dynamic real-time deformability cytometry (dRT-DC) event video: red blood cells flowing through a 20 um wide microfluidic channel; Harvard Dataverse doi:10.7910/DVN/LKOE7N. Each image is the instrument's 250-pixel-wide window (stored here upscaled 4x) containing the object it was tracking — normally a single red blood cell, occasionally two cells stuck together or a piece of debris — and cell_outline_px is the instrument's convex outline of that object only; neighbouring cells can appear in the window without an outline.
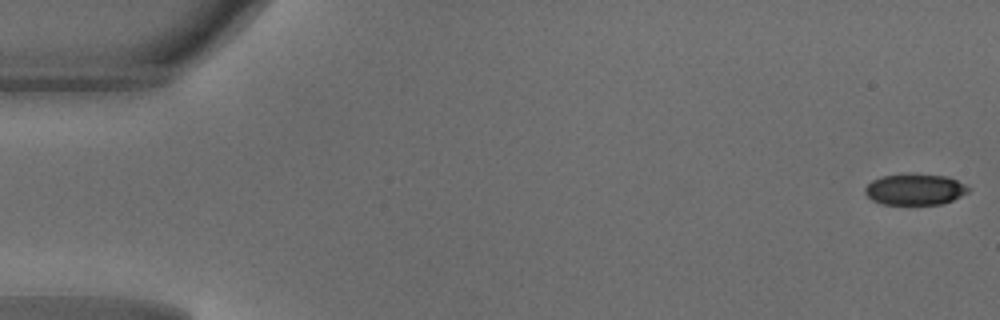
{"species": "common noctule bat (a hibernating species)", "species_latin": "Nyctalus noctula", "temperature_condition": "warm", "stored_images_in_passage": 48, "camera_frame_rate_fps": 3000, "um_per_image_px": 0.085, "animal": {"sex": "male", "body_mass_g": 18.8}, "frame": {"image": 1, "passage_image": 1, "time_ms": 0.0, "image_size_px": [1000, 320], "cell_outline_px": [[972, 188], [968, 192], [952, 200], [940, 204], [880, 204], [872, 200], [864, 192], [864, 188], [872, 180], [880, 176], [908, 172], [948, 176]], "centroid_in_image_um": [77.75, 16.07], "position_along_channel_um": 7.3, "area_um2": 19.13}}
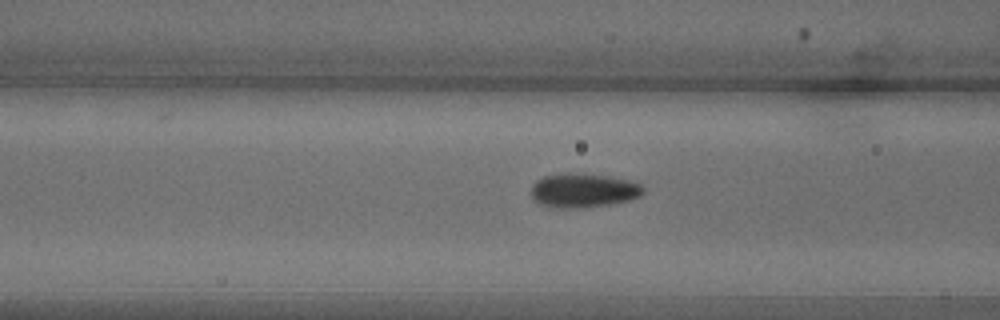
{"frame": {"image": 2, "passage_image": 19, "time_ms": 6.0, "image_size_px": [1000, 320], "cell_outline_px": [[644, 192], [640, 196], [628, 200], [612, 204], [580, 208], [544, 208], [532, 196], [532, 184], [536, 180], [544, 176], [608, 176], [628, 180], [640, 184], [644, 188]], "centroid_in_image_um": [49.59, 16.25], "position_along_channel_um": 117.0, "area_um2": 21.56}}
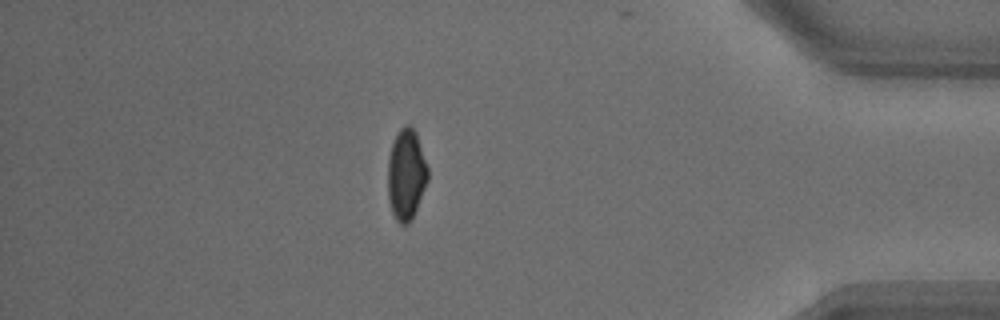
{"frame": {"image": 3, "passage_image": 42, "time_ms": 13.667, "image_size_px": [1000, 320], "cell_outline_px": [[428, 180], [416, 208], [408, 224], [400, 224], [396, 220], [392, 212], [388, 200], [388, 156], [392, 144], [400, 128], [404, 124], [408, 124], [416, 132], [428, 168]], "centroid_in_image_um": [34.51, 14.82], "position_along_channel_um": 400.7, "area_um2": 21.04}, "authors_computed_cell_mechanics": {"area_um2": 21.3282, "velocity_mm_per_s": 4.1996, "shape_relaxation_time_tau1_ms": 4.8957, "shape_relaxation_time_tau2_ms": 0.5525, "deformation_change_tau1": 0.1369, "deformation_change_tau2": 0.0499}}